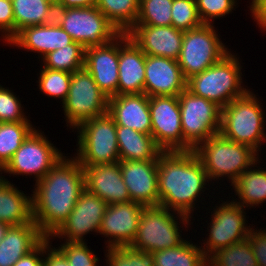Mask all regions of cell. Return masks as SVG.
<instances>
[{"label":"cell","instance_id":"484cf974","mask_svg":"<svg viewBox=\"0 0 266 266\" xmlns=\"http://www.w3.org/2000/svg\"><path fill=\"white\" fill-rule=\"evenodd\" d=\"M0 174V221L10 226L35 224L32 213V196L18 190Z\"/></svg>","mask_w":266,"mask_h":266},{"label":"cell","instance_id":"2e32d148","mask_svg":"<svg viewBox=\"0 0 266 266\" xmlns=\"http://www.w3.org/2000/svg\"><path fill=\"white\" fill-rule=\"evenodd\" d=\"M144 205L133 201L107 205L99 234L104 235L106 248L127 247L133 242ZM112 238V239H111Z\"/></svg>","mask_w":266,"mask_h":266},{"label":"cell","instance_id":"8fae6325","mask_svg":"<svg viewBox=\"0 0 266 266\" xmlns=\"http://www.w3.org/2000/svg\"><path fill=\"white\" fill-rule=\"evenodd\" d=\"M43 133L35 128L0 173L34 175L35 183L44 178L64 154Z\"/></svg>","mask_w":266,"mask_h":266},{"label":"cell","instance_id":"ac0fdd59","mask_svg":"<svg viewBox=\"0 0 266 266\" xmlns=\"http://www.w3.org/2000/svg\"><path fill=\"white\" fill-rule=\"evenodd\" d=\"M119 35L102 46L85 49L86 70L108 97L118 95Z\"/></svg>","mask_w":266,"mask_h":266},{"label":"cell","instance_id":"b9f144b4","mask_svg":"<svg viewBox=\"0 0 266 266\" xmlns=\"http://www.w3.org/2000/svg\"><path fill=\"white\" fill-rule=\"evenodd\" d=\"M0 31L3 40L7 43L15 36V21L11 0H0Z\"/></svg>","mask_w":266,"mask_h":266},{"label":"cell","instance_id":"277c9868","mask_svg":"<svg viewBox=\"0 0 266 266\" xmlns=\"http://www.w3.org/2000/svg\"><path fill=\"white\" fill-rule=\"evenodd\" d=\"M236 56L229 52L200 74L192 76L186 82V89L194 95L216 103L221 108L233 99L242 97L250 89L241 86L242 66Z\"/></svg>","mask_w":266,"mask_h":266},{"label":"cell","instance_id":"60d3db41","mask_svg":"<svg viewBox=\"0 0 266 266\" xmlns=\"http://www.w3.org/2000/svg\"><path fill=\"white\" fill-rule=\"evenodd\" d=\"M236 3V0H196L198 14L203 24H214L212 19H219L231 13L236 8Z\"/></svg>","mask_w":266,"mask_h":266},{"label":"cell","instance_id":"6da1fadb","mask_svg":"<svg viewBox=\"0 0 266 266\" xmlns=\"http://www.w3.org/2000/svg\"><path fill=\"white\" fill-rule=\"evenodd\" d=\"M34 186L33 221L49 238L70 215L85 189L84 169L75 157L64 155Z\"/></svg>","mask_w":266,"mask_h":266},{"label":"cell","instance_id":"44dd1931","mask_svg":"<svg viewBox=\"0 0 266 266\" xmlns=\"http://www.w3.org/2000/svg\"><path fill=\"white\" fill-rule=\"evenodd\" d=\"M85 188L100 197L108 205L131 201L123 181L119 162L82 166Z\"/></svg>","mask_w":266,"mask_h":266},{"label":"cell","instance_id":"9a60e30c","mask_svg":"<svg viewBox=\"0 0 266 266\" xmlns=\"http://www.w3.org/2000/svg\"><path fill=\"white\" fill-rule=\"evenodd\" d=\"M107 203L86 188L81 192L72 212L49 237L65 238L68 242H85L84 236L99 232Z\"/></svg>","mask_w":266,"mask_h":266},{"label":"cell","instance_id":"7a4b0ae2","mask_svg":"<svg viewBox=\"0 0 266 266\" xmlns=\"http://www.w3.org/2000/svg\"><path fill=\"white\" fill-rule=\"evenodd\" d=\"M157 170L159 206L192 218L196 202L210 181L195 151H162Z\"/></svg>","mask_w":266,"mask_h":266},{"label":"cell","instance_id":"74e56055","mask_svg":"<svg viewBox=\"0 0 266 266\" xmlns=\"http://www.w3.org/2000/svg\"><path fill=\"white\" fill-rule=\"evenodd\" d=\"M171 17V25L183 32L203 25L198 14L196 0H174Z\"/></svg>","mask_w":266,"mask_h":266},{"label":"cell","instance_id":"7402d4cb","mask_svg":"<svg viewBox=\"0 0 266 266\" xmlns=\"http://www.w3.org/2000/svg\"><path fill=\"white\" fill-rule=\"evenodd\" d=\"M146 54L127 33L119 34L118 95L144 93Z\"/></svg>","mask_w":266,"mask_h":266},{"label":"cell","instance_id":"836d02e7","mask_svg":"<svg viewBox=\"0 0 266 266\" xmlns=\"http://www.w3.org/2000/svg\"><path fill=\"white\" fill-rule=\"evenodd\" d=\"M52 0H12L15 35L24 27L43 25Z\"/></svg>","mask_w":266,"mask_h":266},{"label":"cell","instance_id":"ee69618b","mask_svg":"<svg viewBox=\"0 0 266 266\" xmlns=\"http://www.w3.org/2000/svg\"><path fill=\"white\" fill-rule=\"evenodd\" d=\"M50 240V238L44 239V256L42 266H70V263L64 254L58 248H51L52 243H50Z\"/></svg>","mask_w":266,"mask_h":266},{"label":"cell","instance_id":"c3c4849f","mask_svg":"<svg viewBox=\"0 0 266 266\" xmlns=\"http://www.w3.org/2000/svg\"><path fill=\"white\" fill-rule=\"evenodd\" d=\"M60 3H63L67 8H85L90 7L95 4V0H57Z\"/></svg>","mask_w":266,"mask_h":266},{"label":"cell","instance_id":"681fc988","mask_svg":"<svg viewBox=\"0 0 266 266\" xmlns=\"http://www.w3.org/2000/svg\"><path fill=\"white\" fill-rule=\"evenodd\" d=\"M10 225L0 221V241L5 237Z\"/></svg>","mask_w":266,"mask_h":266},{"label":"cell","instance_id":"7c38bea8","mask_svg":"<svg viewBox=\"0 0 266 266\" xmlns=\"http://www.w3.org/2000/svg\"><path fill=\"white\" fill-rule=\"evenodd\" d=\"M213 209L207 231L209 235L204 246H200L207 258L221 248L247 239L251 230L246 223V209L235 202L223 201Z\"/></svg>","mask_w":266,"mask_h":266},{"label":"cell","instance_id":"f546056e","mask_svg":"<svg viewBox=\"0 0 266 266\" xmlns=\"http://www.w3.org/2000/svg\"><path fill=\"white\" fill-rule=\"evenodd\" d=\"M95 5L119 33H127L136 23L139 0H95Z\"/></svg>","mask_w":266,"mask_h":266},{"label":"cell","instance_id":"f1b7e54d","mask_svg":"<svg viewBox=\"0 0 266 266\" xmlns=\"http://www.w3.org/2000/svg\"><path fill=\"white\" fill-rule=\"evenodd\" d=\"M154 266H208L201 247L185 240L174 248L153 252Z\"/></svg>","mask_w":266,"mask_h":266},{"label":"cell","instance_id":"e0dca14e","mask_svg":"<svg viewBox=\"0 0 266 266\" xmlns=\"http://www.w3.org/2000/svg\"><path fill=\"white\" fill-rule=\"evenodd\" d=\"M158 160H120V171L128 189L130 199L145 207L159 206Z\"/></svg>","mask_w":266,"mask_h":266},{"label":"cell","instance_id":"d590c367","mask_svg":"<svg viewBox=\"0 0 266 266\" xmlns=\"http://www.w3.org/2000/svg\"><path fill=\"white\" fill-rule=\"evenodd\" d=\"M41 68L37 82L39 91H42L46 96L62 99L63 103L68 95L72 73Z\"/></svg>","mask_w":266,"mask_h":266},{"label":"cell","instance_id":"3957f363","mask_svg":"<svg viewBox=\"0 0 266 266\" xmlns=\"http://www.w3.org/2000/svg\"><path fill=\"white\" fill-rule=\"evenodd\" d=\"M252 91L222 108L219 133L233 142L250 146L257 153L266 141L265 112ZM263 108V109H262ZM263 143V144H262Z\"/></svg>","mask_w":266,"mask_h":266},{"label":"cell","instance_id":"f35d334b","mask_svg":"<svg viewBox=\"0 0 266 266\" xmlns=\"http://www.w3.org/2000/svg\"><path fill=\"white\" fill-rule=\"evenodd\" d=\"M5 88L0 85V122H31L22 110L20 99Z\"/></svg>","mask_w":266,"mask_h":266},{"label":"cell","instance_id":"1f68e13d","mask_svg":"<svg viewBox=\"0 0 266 266\" xmlns=\"http://www.w3.org/2000/svg\"><path fill=\"white\" fill-rule=\"evenodd\" d=\"M34 129L30 122H0V170Z\"/></svg>","mask_w":266,"mask_h":266},{"label":"cell","instance_id":"603a6c76","mask_svg":"<svg viewBox=\"0 0 266 266\" xmlns=\"http://www.w3.org/2000/svg\"><path fill=\"white\" fill-rule=\"evenodd\" d=\"M107 113L116 126L151 135L149 97L145 93L116 95L108 99Z\"/></svg>","mask_w":266,"mask_h":266},{"label":"cell","instance_id":"52a82bcc","mask_svg":"<svg viewBox=\"0 0 266 266\" xmlns=\"http://www.w3.org/2000/svg\"><path fill=\"white\" fill-rule=\"evenodd\" d=\"M77 155L82 166L119 162L116 124L108 114L94 117L77 128Z\"/></svg>","mask_w":266,"mask_h":266},{"label":"cell","instance_id":"5bb4252c","mask_svg":"<svg viewBox=\"0 0 266 266\" xmlns=\"http://www.w3.org/2000/svg\"><path fill=\"white\" fill-rule=\"evenodd\" d=\"M151 135L162 151H184L178 96L149 97Z\"/></svg>","mask_w":266,"mask_h":266},{"label":"cell","instance_id":"cb8c5ba5","mask_svg":"<svg viewBox=\"0 0 266 266\" xmlns=\"http://www.w3.org/2000/svg\"><path fill=\"white\" fill-rule=\"evenodd\" d=\"M73 42L71 36L60 26L34 25L24 27L9 42L15 47L37 52L39 58Z\"/></svg>","mask_w":266,"mask_h":266},{"label":"cell","instance_id":"ab89813d","mask_svg":"<svg viewBox=\"0 0 266 266\" xmlns=\"http://www.w3.org/2000/svg\"><path fill=\"white\" fill-rule=\"evenodd\" d=\"M61 246V247H60ZM58 246L64 254L70 266H97L100 260L97 255L88 248L86 242H68Z\"/></svg>","mask_w":266,"mask_h":266},{"label":"cell","instance_id":"e575fe53","mask_svg":"<svg viewBox=\"0 0 266 266\" xmlns=\"http://www.w3.org/2000/svg\"><path fill=\"white\" fill-rule=\"evenodd\" d=\"M174 0H139L135 25L170 26Z\"/></svg>","mask_w":266,"mask_h":266},{"label":"cell","instance_id":"d6a6232c","mask_svg":"<svg viewBox=\"0 0 266 266\" xmlns=\"http://www.w3.org/2000/svg\"><path fill=\"white\" fill-rule=\"evenodd\" d=\"M208 266H258L248 239L221 248L208 258Z\"/></svg>","mask_w":266,"mask_h":266},{"label":"cell","instance_id":"7bdbcfd3","mask_svg":"<svg viewBox=\"0 0 266 266\" xmlns=\"http://www.w3.org/2000/svg\"><path fill=\"white\" fill-rule=\"evenodd\" d=\"M247 239L251 244L258 266H266V229L257 230L252 226Z\"/></svg>","mask_w":266,"mask_h":266},{"label":"cell","instance_id":"4fadbf2b","mask_svg":"<svg viewBox=\"0 0 266 266\" xmlns=\"http://www.w3.org/2000/svg\"><path fill=\"white\" fill-rule=\"evenodd\" d=\"M60 27L85 48L102 46L120 34L95 4L68 8Z\"/></svg>","mask_w":266,"mask_h":266},{"label":"cell","instance_id":"d6986e66","mask_svg":"<svg viewBox=\"0 0 266 266\" xmlns=\"http://www.w3.org/2000/svg\"><path fill=\"white\" fill-rule=\"evenodd\" d=\"M186 82L177 60L146 55L144 93L148 97L179 96Z\"/></svg>","mask_w":266,"mask_h":266},{"label":"cell","instance_id":"ffe728a7","mask_svg":"<svg viewBox=\"0 0 266 266\" xmlns=\"http://www.w3.org/2000/svg\"><path fill=\"white\" fill-rule=\"evenodd\" d=\"M127 34L146 55L179 58L184 32L172 25H134Z\"/></svg>","mask_w":266,"mask_h":266},{"label":"cell","instance_id":"5b68a950","mask_svg":"<svg viewBox=\"0 0 266 266\" xmlns=\"http://www.w3.org/2000/svg\"><path fill=\"white\" fill-rule=\"evenodd\" d=\"M194 151L210 181L227 177L231 184L259 159V153L250 146L233 142L220 133L211 136Z\"/></svg>","mask_w":266,"mask_h":266},{"label":"cell","instance_id":"8d00e7d4","mask_svg":"<svg viewBox=\"0 0 266 266\" xmlns=\"http://www.w3.org/2000/svg\"><path fill=\"white\" fill-rule=\"evenodd\" d=\"M107 266H154L153 253L131 247H111L106 249Z\"/></svg>","mask_w":266,"mask_h":266},{"label":"cell","instance_id":"4316f807","mask_svg":"<svg viewBox=\"0 0 266 266\" xmlns=\"http://www.w3.org/2000/svg\"><path fill=\"white\" fill-rule=\"evenodd\" d=\"M120 160H158L162 150L156 145L153 136L125 126H116Z\"/></svg>","mask_w":266,"mask_h":266},{"label":"cell","instance_id":"30bf717a","mask_svg":"<svg viewBox=\"0 0 266 266\" xmlns=\"http://www.w3.org/2000/svg\"><path fill=\"white\" fill-rule=\"evenodd\" d=\"M108 99L85 67L73 72L67 98L62 103L66 124L76 129L84 121L106 114Z\"/></svg>","mask_w":266,"mask_h":266},{"label":"cell","instance_id":"f6af8a7d","mask_svg":"<svg viewBox=\"0 0 266 266\" xmlns=\"http://www.w3.org/2000/svg\"><path fill=\"white\" fill-rule=\"evenodd\" d=\"M67 9L68 8L63 3H60L57 0H52L43 25L61 26Z\"/></svg>","mask_w":266,"mask_h":266},{"label":"cell","instance_id":"bcb514c9","mask_svg":"<svg viewBox=\"0 0 266 266\" xmlns=\"http://www.w3.org/2000/svg\"><path fill=\"white\" fill-rule=\"evenodd\" d=\"M43 256L44 240L30 253H28L24 257H21L13 266H42Z\"/></svg>","mask_w":266,"mask_h":266},{"label":"cell","instance_id":"4dcf8cb0","mask_svg":"<svg viewBox=\"0 0 266 266\" xmlns=\"http://www.w3.org/2000/svg\"><path fill=\"white\" fill-rule=\"evenodd\" d=\"M85 47L78 42L46 54L41 60L44 68L73 73L84 68Z\"/></svg>","mask_w":266,"mask_h":266},{"label":"cell","instance_id":"83f0119b","mask_svg":"<svg viewBox=\"0 0 266 266\" xmlns=\"http://www.w3.org/2000/svg\"><path fill=\"white\" fill-rule=\"evenodd\" d=\"M259 160L261 159L253 163L231 184L240 199H234L233 202L244 208L259 206L266 201V170L260 167L254 169Z\"/></svg>","mask_w":266,"mask_h":266},{"label":"cell","instance_id":"8992f818","mask_svg":"<svg viewBox=\"0 0 266 266\" xmlns=\"http://www.w3.org/2000/svg\"><path fill=\"white\" fill-rule=\"evenodd\" d=\"M178 218L181 221L179 223H183L186 228L191 225V218L181 213H175L162 206L144 207L136 236L129 247L153 253L179 246L185 239L181 238L182 231L179 229L181 225L177 222Z\"/></svg>","mask_w":266,"mask_h":266},{"label":"cell","instance_id":"9c48e42d","mask_svg":"<svg viewBox=\"0 0 266 266\" xmlns=\"http://www.w3.org/2000/svg\"><path fill=\"white\" fill-rule=\"evenodd\" d=\"M214 28L213 24H203L184 32L177 61L186 81L220 61L230 52Z\"/></svg>","mask_w":266,"mask_h":266},{"label":"cell","instance_id":"7dc6e473","mask_svg":"<svg viewBox=\"0 0 266 266\" xmlns=\"http://www.w3.org/2000/svg\"><path fill=\"white\" fill-rule=\"evenodd\" d=\"M250 13L261 30L266 31V0H251Z\"/></svg>","mask_w":266,"mask_h":266},{"label":"cell","instance_id":"ba28073f","mask_svg":"<svg viewBox=\"0 0 266 266\" xmlns=\"http://www.w3.org/2000/svg\"><path fill=\"white\" fill-rule=\"evenodd\" d=\"M184 151L195 150L220 131L222 108L185 89L179 96Z\"/></svg>","mask_w":266,"mask_h":266},{"label":"cell","instance_id":"d4e9b609","mask_svg":"<svg viewBox=\"0 0 266 266\" xmlns=\"http://www.w3.org/2000/svg\"><path fill=\"white\" fill-rule=\"evenodd\" d=\"M45 238L36 224L10 226L0 241V266H13Z\"/></svg>","mask_w":266,"mask_h":266}]
</instances>
